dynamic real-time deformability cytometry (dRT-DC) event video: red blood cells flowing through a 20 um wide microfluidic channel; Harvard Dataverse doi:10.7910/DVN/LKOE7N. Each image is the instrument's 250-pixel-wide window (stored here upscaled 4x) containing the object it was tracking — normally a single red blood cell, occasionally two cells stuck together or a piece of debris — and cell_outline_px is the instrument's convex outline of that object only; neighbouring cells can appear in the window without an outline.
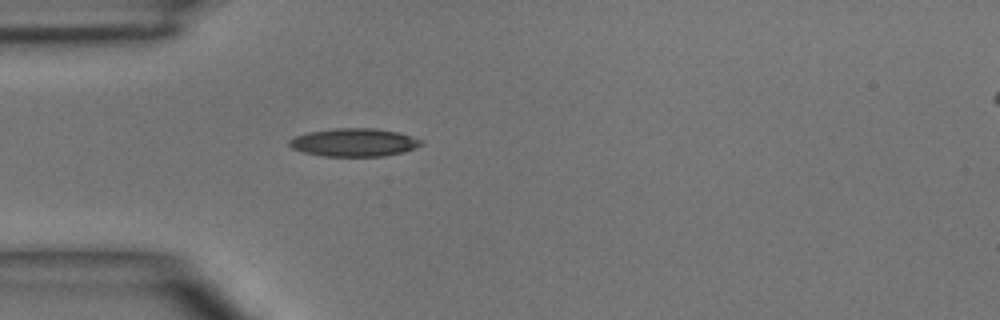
{"species": "common noctule bat (a hibernating species)", "species_latin": "Nyctalus noctula", "temperature_condition": "room temperature", "stored_images_in_passage": 4, "camera_frame_rate_fps": 3000, "um_per_image_px": 0.085, "animal": {"sex": "male", "body_mass_g": 15.6}, "frame": {"image": 1, "passage_image": 4, "time_ms": 3.667, "image_size_px": [1000, 320], "cell_outline_px": [[424, 144], [416, 148], [404, 152], [384, 156], [324, 156], [304, 152], [292, 148], [288, 144], [288, 140], [296, 136], [308, 132], [336, 128], [376, 128], [400, 132], [424, 140]], "centroid_in_image_um": [30.16, 12.1], "position_along_channel_um": 54.8, "area_um2": 21.79}}